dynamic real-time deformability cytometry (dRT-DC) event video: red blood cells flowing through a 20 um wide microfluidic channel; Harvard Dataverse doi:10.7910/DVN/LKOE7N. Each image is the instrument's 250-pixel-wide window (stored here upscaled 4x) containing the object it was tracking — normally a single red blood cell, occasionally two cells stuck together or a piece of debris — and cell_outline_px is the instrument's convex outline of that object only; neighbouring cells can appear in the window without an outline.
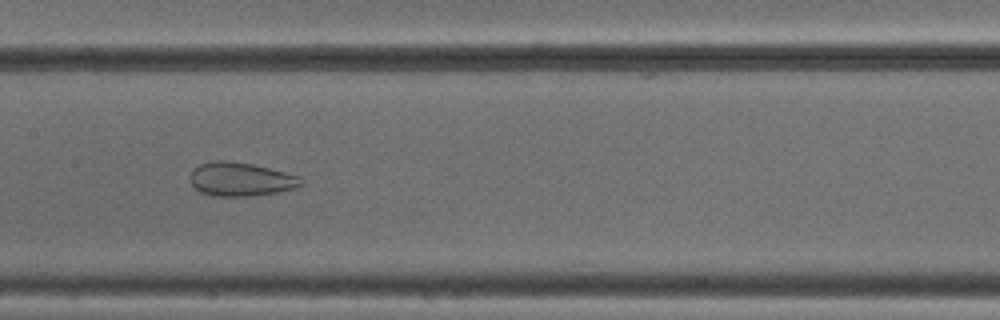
{"species": "common noctule bat (a hibernating species)", "species_latin": "Nyctalus noctula", "temperature_condition": "cold", "stored_images_in_passage": 52, "camera_frame_rate_fps": 3000, "um_per_image_px": 0.085, "animal": {"sex": "male", "body_mass_g": 18.8}, "frame": {"image": 1, "passage_image": 26, "time_ms": 8.333, "image_size_px": [1000, 320], "cell_outline_px": [[304, 184], [296, 188], [276, 192], [248, 196], [212, 196], [200, 192], [192, 184], [188, 176], [192, 168], [200, 164], [216, 160], [228, 160], [252, 164], [300, 176]], "centroid_in_image_um": [20.43, 15.23], "position_along_channel_um": 187.0, "area_um2": 21.91}}
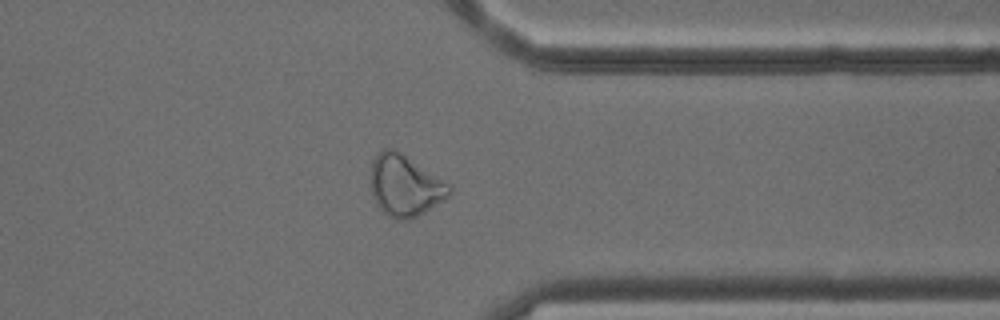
{"frame": {"image": 2, "passage_image": 41, "time_ms": 13.333, "image_size_px": [1000, 320], "cell_outline_px": [[452, 192], [444, 200], [424, 212], [408, 220], [396, 220], [388, 216], [380, 208], [372, 196], [372, 160], [384, 148], [396, 148], [452, 184]], "centroid_in_image_um": [34.47, 15.76], "position_along_channel_um": 376.9, "area_um2": 28.32}}
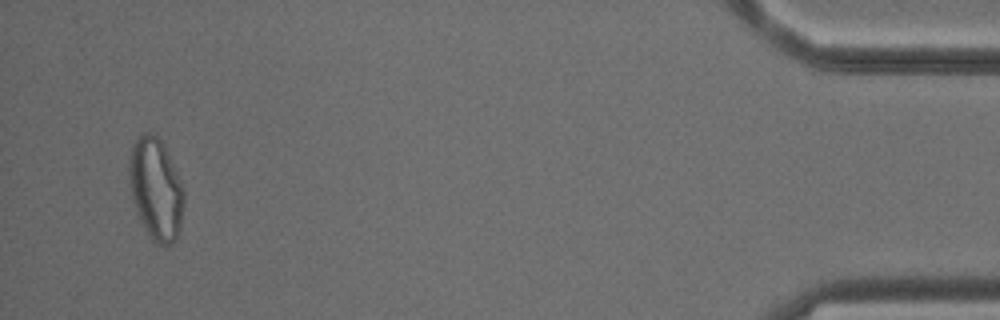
{"frame": {"image": 3, "passage_image": 50, "time_ms": 16.333, "image_size_px": [1000, 320], "cell_outline_px": [[184, 204], [180, 228], [176, 240], [172, 244], [156, 244], [148, 236], [136, 212], [132, 196], [128, 172], [128, 164], [132, 144], [144, 132], [148, 132], [156, 136], [164, 144], [184, 188]], "centroid_in_image_um": [13.25, 16.08], "position_along_channel_um": 422.0, "area_um2": 32.66}, "authors_computed_cell_mechanics": {"area_um2": 29.4491, "velocity_mm_per_s": 3.8827, "shape_relaxation_time_tau1_ms": null, "shape_relaxation_time_tau2_ms": 2.1052, "deformation_change_tau1": null, "deformation_change_tau2": 0.0931}}